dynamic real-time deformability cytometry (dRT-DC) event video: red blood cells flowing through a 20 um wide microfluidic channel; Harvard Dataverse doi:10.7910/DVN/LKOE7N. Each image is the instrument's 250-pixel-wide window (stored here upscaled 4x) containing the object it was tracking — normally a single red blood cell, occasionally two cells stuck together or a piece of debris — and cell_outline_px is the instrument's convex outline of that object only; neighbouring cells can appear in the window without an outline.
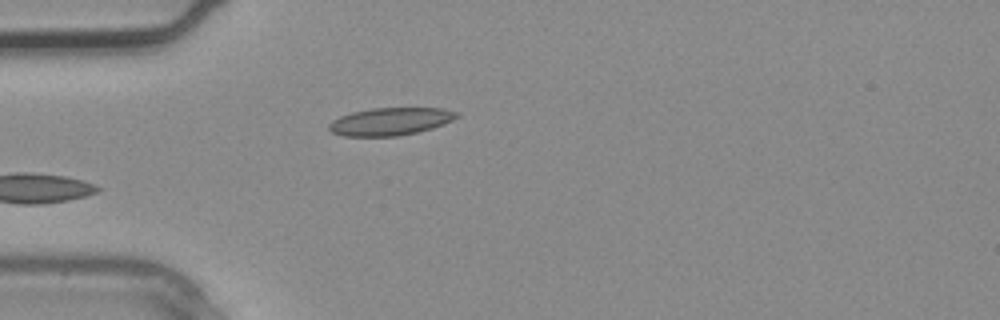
{"species": "common noctule bat (a hibernating species)", "species_latin": "Nyctalus noctula", "temperature_condition": "warm", "stored_images_in_passage": 3, "camera_frame_rate_fps": 3000, "um_per_image_px": 0.085, "animal": {"sex": "male", "body_mass_g": 20.4}, "frame": {"image": 1, "passage_image": 3, "time_ms": 0.667, "image_size_px": [1000, 320], "cell_outline_px": [[460, 116], [444, 124], [432, 128], [416, 132], [396, 136], [344, 136], [332, 132], [328, 128], [328, 124], [332, 120], [340, 116], [352, 112], [372, 108], [444, 108], [460, 112]], "centroid_in_image_um": [33.2, 10.31], "position_along_channel_um": 51.8, "area_um2": 20.63}}